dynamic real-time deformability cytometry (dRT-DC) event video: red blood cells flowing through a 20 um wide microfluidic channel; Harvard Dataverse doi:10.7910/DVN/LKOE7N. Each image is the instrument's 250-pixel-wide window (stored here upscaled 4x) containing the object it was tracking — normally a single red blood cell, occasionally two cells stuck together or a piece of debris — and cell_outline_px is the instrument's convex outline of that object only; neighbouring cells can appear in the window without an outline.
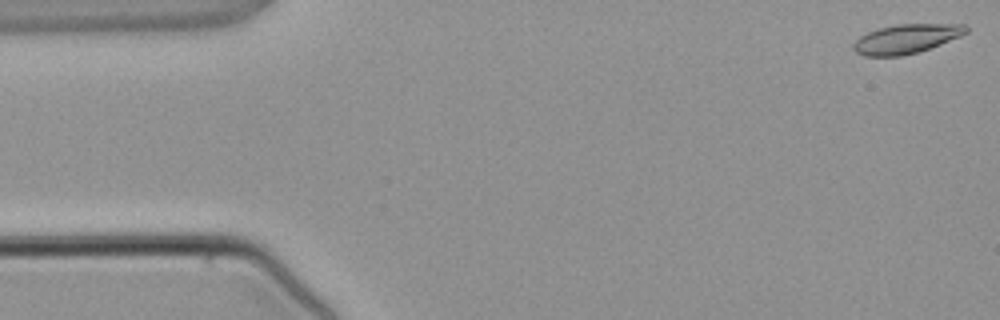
{"species": "common noctule bat (a hibernating species)", "species_latin": "Nyctalus noctula", "temperature_condition": "warm", "stored_images_in_passage": 3, "camera_frame_rate_fps": 3000, "um_per_image_px": 0.085, "animal": {"sex": "male", "body_mass_g": 21.5, "forearm_length_mm": 52.0}, "frame": {"image": 1, "passage_image": 1, "time_ms": 0.0, "image_size_px": [1000, 320], "cell_outline_px": [[968, 32], [960, 36], [940, 44], [916, 52], [900, 56], [864, 56], [856, 52], [852, 48], [852, 44], [860, 36], [868, 32], [880, 28], [896, 24], [964, 24], [968, 28]], "centroid_in_image_um": [77.01, 3.3], "position_along_channel_um": 8.0, "area_um2": 19.02}}